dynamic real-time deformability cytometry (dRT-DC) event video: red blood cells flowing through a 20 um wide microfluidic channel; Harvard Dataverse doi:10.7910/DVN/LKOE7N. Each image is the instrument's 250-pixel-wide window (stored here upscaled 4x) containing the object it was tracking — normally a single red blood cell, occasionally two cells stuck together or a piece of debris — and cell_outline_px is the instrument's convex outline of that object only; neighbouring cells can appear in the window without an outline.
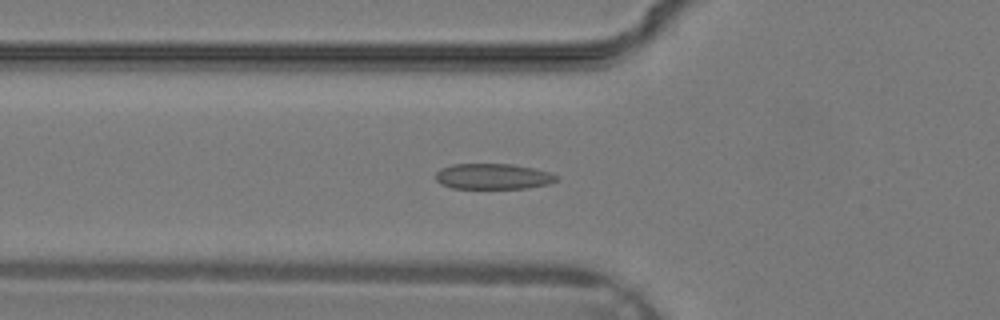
{"species": "common noctule bat (a hibernating species)", "species_latin": "Nyctalus noctula", "temperature_condition": "warm", "stored_images_in_passage": 31, "camera_frame_rate_fps": 3000, "um_per_image_px": 0.085, "animal": {"sex": "male", "body_mass_g": 19.2, "forearm_length_mm": 51.8}, "frame": {"image": 1, "passage_image": 11, "time_ms": 3.333, "image_size_px": [1000, 320], "cell_outline_px": [[560, 180], [548, 184], [528, 188], [452, 188], [440, 184], [436, 180], [436, 172], [440, 168], [452, 164], [512, 164], [552, 172], [560, 176]], "centroid_in_image_um": [41.94, 14.99], "position_along_channel_um": 83.9, "area_um2": 18.26}}
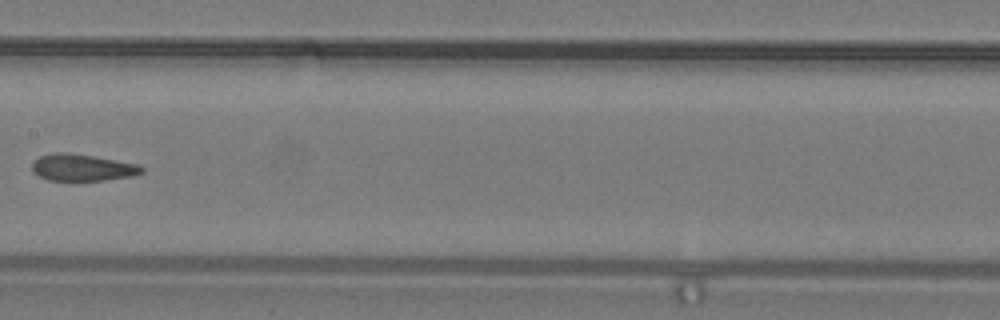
{"frame": {"image": 2, "passage_image": 17, "time_ms": 5.333, "image_size_px": [1000, 320], "cell_outline_px": [[144, 172], [132, 176], [104, 180], [48, 180], [32, 172], [32, 164], [40, 156], [52, 152], [64, 152], [92, 156], [140, 164], [144, 168]], "centroid_in_image_um": [7.01, 14.24], "position_along_channel_um": 200.4, "area_um2": 17.05}}
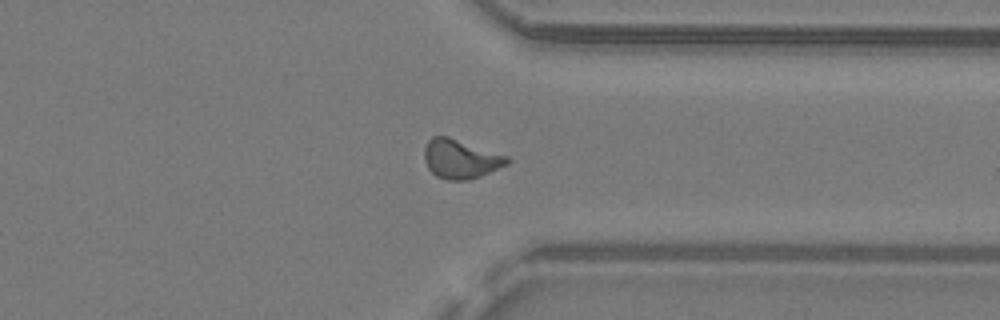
{"frame": {"image": 3, "passage_image": 26, "time_ms": 8.333, "image_size_px": [1000, 320], "cell_outline_px": [[512, 160], [508, 164], [480, 176], [468, 180], [444, 180], [436, 176], [428, 168], [424, 160], [424, 148], [428, 140], [432, 136], [448, 136], [508, 156]], "centroid_in_image_um": [39.14, 13.51], "position_along_channel_um": 372.3, "area_um2": 18.96}}